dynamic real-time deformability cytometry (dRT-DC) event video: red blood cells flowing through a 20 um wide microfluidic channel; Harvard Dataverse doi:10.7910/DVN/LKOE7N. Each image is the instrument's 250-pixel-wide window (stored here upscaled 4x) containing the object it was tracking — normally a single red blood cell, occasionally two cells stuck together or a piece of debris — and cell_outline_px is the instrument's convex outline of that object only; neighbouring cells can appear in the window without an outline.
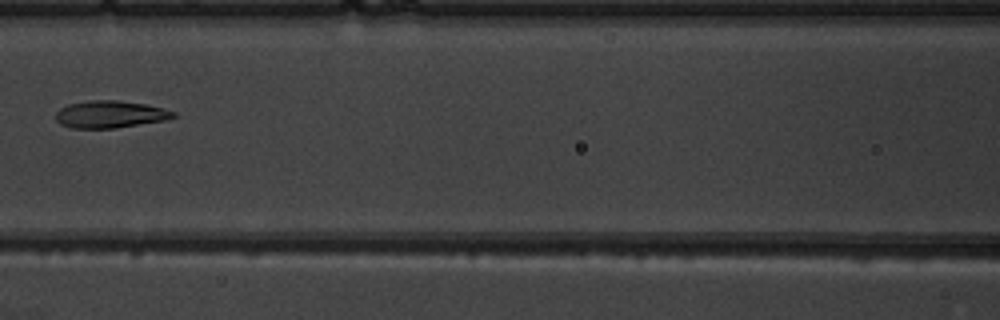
{"species": "common noctule bat (a hibernating species)", "species_latin": "Nyctalus noctula", "temperature_condition": "warm", "stored_images_in_passage": 7, "camera_frame_rate_fps": 3000, "um_per_image_px": 0.085, "animal": {"sex": "male", "body_mass_g": 19.5, "forearm_length_mm": 54.6}, "frame": {"image": 1, "passage_image": 6, "time_ms": 6.0, "image_size_px": [1000, 320], "cell_outline_px": [[176, 116], [164, 120], [116, 128], [72, 128], [60, 124], [56, 120], [56, 112], [60, 108], [68, 104], [88, 100], [116, 100], [144, 104], [164, 108], [176, 112]], "centroid_in_image_um": [9.34, 9.71], "position_along_channel_um": 157.3, "area_um2": 18.61}}
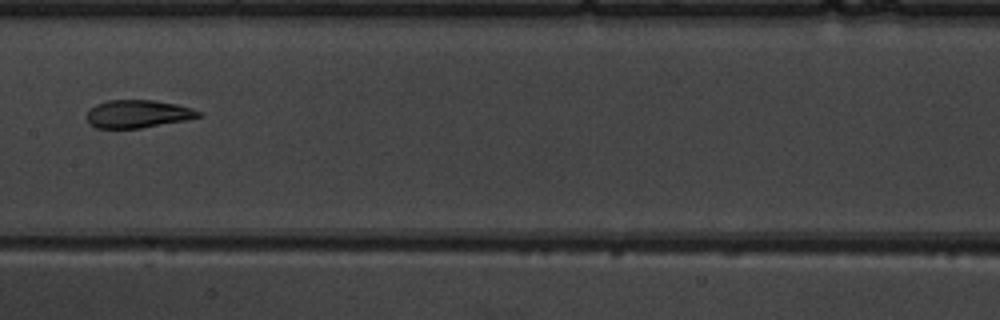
{"frame": {"image": 2, "passage_image": 7, "time_ms": 7.0, "image_size_px": [1000, 320], "cell_outline_px": [[200, 116], [184, 120], [140, 128], [96, 128], [88, 124], [88, 112], [96, 104], [108, 100], [156, 100], [176, 104], [192, 108], [200, 112]], "centroid_in_image_um": [11.69, 9.68], "position_along_channel_um": 195.7, "area_um2": 17.92}}